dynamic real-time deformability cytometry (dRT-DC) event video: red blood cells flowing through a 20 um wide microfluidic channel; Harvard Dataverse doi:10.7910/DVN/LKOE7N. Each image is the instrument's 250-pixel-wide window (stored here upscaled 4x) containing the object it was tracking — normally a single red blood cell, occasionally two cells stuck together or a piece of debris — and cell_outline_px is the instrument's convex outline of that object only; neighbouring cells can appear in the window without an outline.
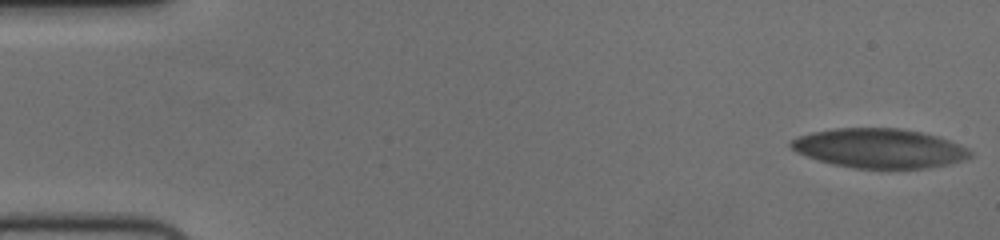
{"species": "human", "species_latin": "Homo sapiens", "temperature_condition": "cold", "stored_images_in_passage": 58, "camera_frame_rate_fps": 3000, "um_per_image_px": 0.085, "donor": {"sex": "female"}, "frame": {"image": 1, "passage_image": 1, "time_ms": 0.0, "image_size_px": [1000, 240], "cell_outline_px": [[972, 156], [960, 160], [944, 164], [920, 168], [856, 168], [836, 164], [820, 160], [808, 156], [792, 148], [788, 144], [792, 140], [800, 136], [812, 132], [836, 128], [896, 128], [920, 132], [936, 136], [956, 144], [972, 152]], "centroid_in_image_um": [74.7, 12.59], "position_along_channel_um": 10.3, "area_um2": 40.0}}
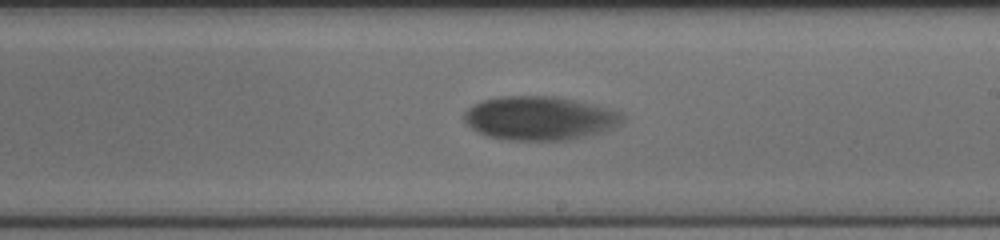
{"frame": {"image": 2, "passage_image": 34, "time_ms": 11.0, "image_size_px": [1000, 240], "cell_outline_px": [[624, 120], [620, 124], [612, 128], [600, 132], [568, 140], [508, 140], [488, 136], [476, 132], [464, 120], [464, 112], [468, 108], [484, 100], [500, 96], [556, 96], [576, 100], [608, 108], [620, 112], [624, 116]], "centroid_in_image_um": [45.87, 10.04], "position_along_channel_um": 243.1, "area_um2": 40.29}}
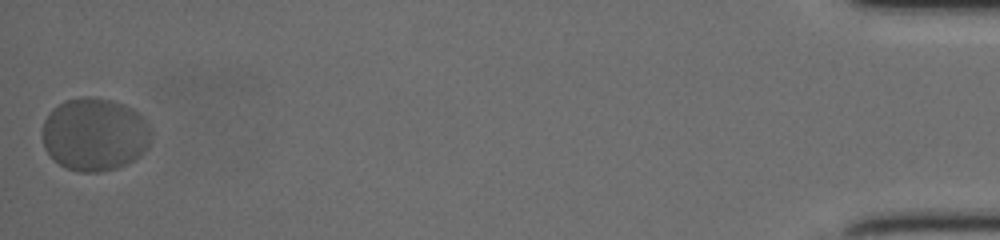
{"frame": {"image": 3, "passage_image": 58, "time_ms": 19.0, "image_size_px": [1000, 240], "cell_outline_px": [[148, 144], [144, 152], [140, 156], [116, 168], [100, 172], [80, 172], [68, 168], [60, 164], [44, 148], [44, 120], [52, 108], [64, 100], [80, 96], [88, 96], [112, 100], [124, 104], [132, 108], [144, 120], [148, 128]], "centroid_in_image_um": [8.01, 11.4], "position_along_channel_um": 427.2, "area_um2": 45.78}, "authors_computed_cell_mechanics": {"area_um2": 40.3155, "velocity_mm_per_s": 3.496, "shape_relaxation_time_tau1_ms": 3.0975, "shape_relaxation_time_tau2_ms": null, "deformation_change_tau1": 0.1246, "deformation_change_tau2": null}}